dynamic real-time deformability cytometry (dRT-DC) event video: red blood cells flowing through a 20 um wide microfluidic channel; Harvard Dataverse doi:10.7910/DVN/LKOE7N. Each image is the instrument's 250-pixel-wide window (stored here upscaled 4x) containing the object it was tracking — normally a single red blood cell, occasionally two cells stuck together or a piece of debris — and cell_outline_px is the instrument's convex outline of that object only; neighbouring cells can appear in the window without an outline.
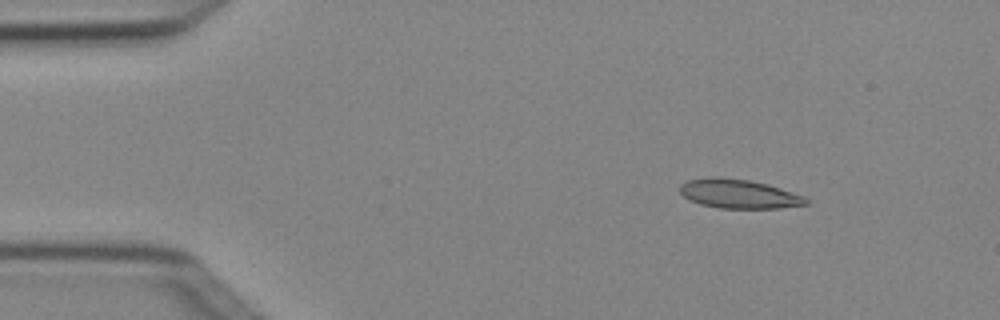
{"species": "Egyptian fruit bat (a non-hibernating species)", "species_latin": "Rousettus aegyptiacus", "temperature_condition": "cold", "stored_images_in_passage": 4, "camera_frame_rate_fps": 3000, "um_per_image_px": 0.085, "animal": {"sex": "female"}, "frame": {"image": 1, "passage_image": 2, "time_ms": 0.333, "image_size_px": [1000, 320], "cell_outline_px": [[808, 204], [780, 208], [720, 208], [700, 204], [684, 196], [680, 192], [680, 184], [688, 180], [716, 176], [748, 180], [768, 184], [804, 196], [808, 200]], "centroid_in_image_um": [62.8, 16.47], "position_along_channel_um": 22.2, "area_um2": 21.21}}